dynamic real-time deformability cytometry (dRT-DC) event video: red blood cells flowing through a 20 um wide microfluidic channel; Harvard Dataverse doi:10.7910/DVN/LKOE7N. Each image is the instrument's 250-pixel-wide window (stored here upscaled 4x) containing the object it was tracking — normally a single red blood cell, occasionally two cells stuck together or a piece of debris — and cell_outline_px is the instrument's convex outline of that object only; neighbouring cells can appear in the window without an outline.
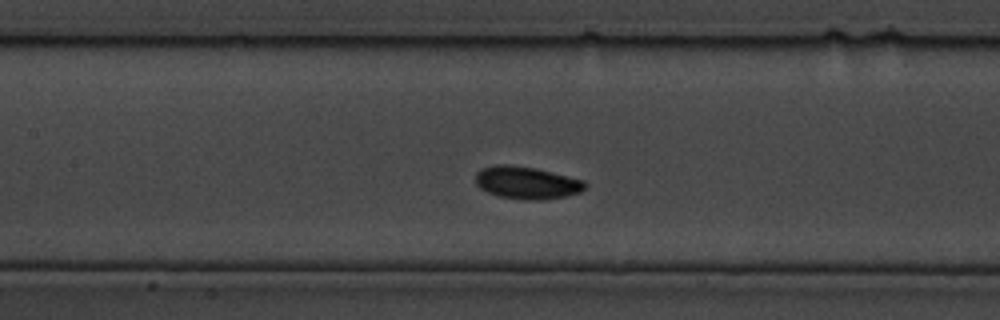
{"species": "common noctule bat (a hibernating species)", "species_latin": "Nyctalus noctula", "temperature_condition": "cold", "stored_images_in_passage": 11, "camera_frame_rate_fps": 3000, "um_per_image_px": 0.085, "animal": {"sex": "male", "body_mass_g": 19.5, "forearm_length_mm": 54.6}, "frame": {"image": 1, "passage_image": 7, "time_ms": 2.0, "image_size_px": [1000, 320], "cell_outline_px": [[588, 188], [580, 192], [564, 196], [540, 200], [528, 200], [500, 196], [488, 192], [480, 188], [476, 184], [476, 172], [480, 168], [496, 164], [508, 164], [536, 168], [584, 180], [588, 184]], "centroid_in_image_um": [44.78, 15.51], "position_along_channel_um": 162.6, "area_um2": 20.81}}
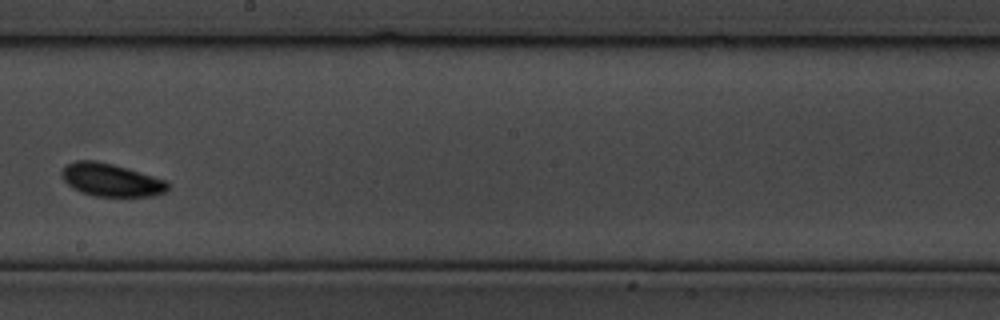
{"frame": {"image": 2, "passage_image": 10, "time_ms": 3.0, "image_size_px": [1000, 320], "cell_outline_px": [[168, 192], [156, 196], [92, 196], [80, 192], [72, 188], [60, 176], [60, 172], [68, 164], [76, 160], [96, 160], [128, 168], [164, 180], [168, 184]], "centroid_in_image_um": [9.42, 15.3], "position_along_channel_um": 238.8, "area_um2": 20.4}}